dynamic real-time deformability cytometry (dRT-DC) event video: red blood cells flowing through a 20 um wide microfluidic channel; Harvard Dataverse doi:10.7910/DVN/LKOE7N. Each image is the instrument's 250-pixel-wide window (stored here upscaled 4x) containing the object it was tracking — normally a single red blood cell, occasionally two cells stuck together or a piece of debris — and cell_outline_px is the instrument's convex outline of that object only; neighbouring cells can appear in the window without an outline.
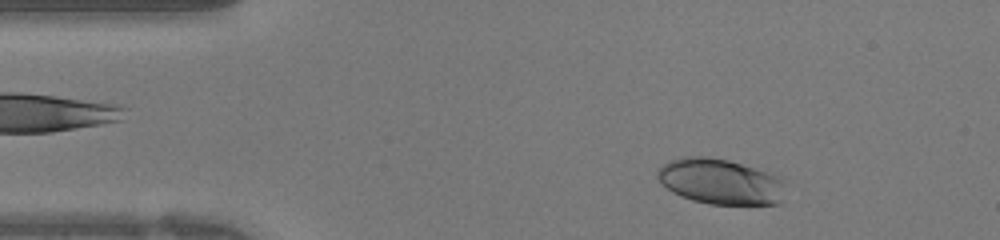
{"species": "human", "species_latin": "Homo sapiens", "temperature_condition": "warm", "stored_images_in_passage": 39, "camera_frame_rate_fps": 3000, "um_per_image_px": 0.085, "donor": {"sex": "female"}, "frame": {"image": 1, "passage_image": 3, "time_ms": 0.667, "image_size_px": [1000, 240], "cell_outline_px": [[784, 180], [780, 204], [708, 204], [692, 200], [680, 196], [672, 192], [656, 176], [656, 172], [668, 160], [684, 156], [708, 156], [728, 160], [768, 172]], "centroid_in_image_um": [61.19, 15.42], "position_along_channel_um": 23.8, "area_um2": 33.81}}
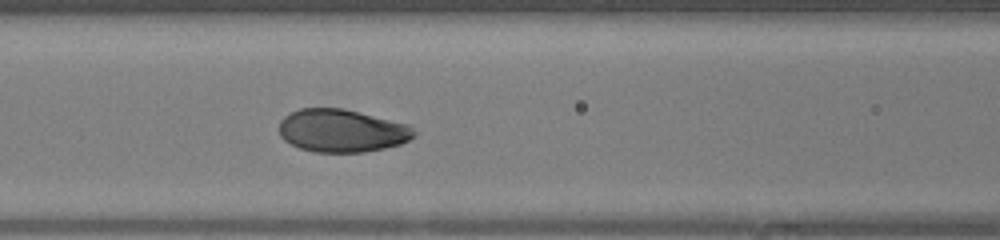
{"frame": {"image": 2, "passage_image": 14, "time_ms": 4.333, "image_size_px": [1000, 240], "cell_outline_px": [[420, 132], [416, 136], [400, 144], [384, 148], [364, 152], [312, 152], [300, 148], [284, 140], [280, 136], [280, 120], [284, 116], [300, 108], [344, 108], [412, 124]], "centroid_in_image_um": [29.14, 11.1], "position_along_channel_um": 137.5, "area_um2": 34.28}}
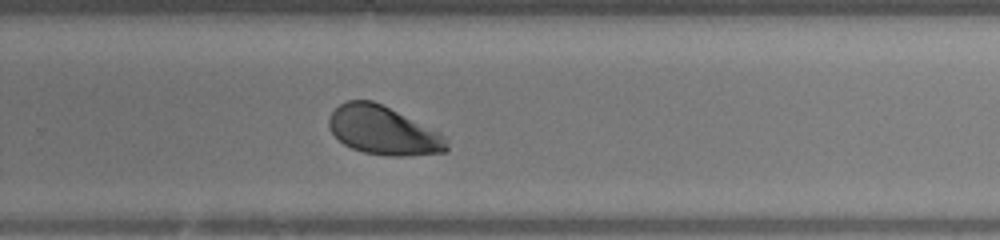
{"frame": {"image": 3, "passage_image": 24, "time_ms": 7.667, "image_size_px": [1000, 240], "cell_outline_px": [[448, 152], [404, 156], [388, 156], [364, 152], [352, 148], [344, 144], [332, 132], [328, 124], [328, 116], [340, 104], [348, 100], [372, 100], [440, 132], [448, 136]], "centroid_in_image_um": [32.61, 11.1], "position_along_channel_um": 297.2, "area_um2": 33.29}}